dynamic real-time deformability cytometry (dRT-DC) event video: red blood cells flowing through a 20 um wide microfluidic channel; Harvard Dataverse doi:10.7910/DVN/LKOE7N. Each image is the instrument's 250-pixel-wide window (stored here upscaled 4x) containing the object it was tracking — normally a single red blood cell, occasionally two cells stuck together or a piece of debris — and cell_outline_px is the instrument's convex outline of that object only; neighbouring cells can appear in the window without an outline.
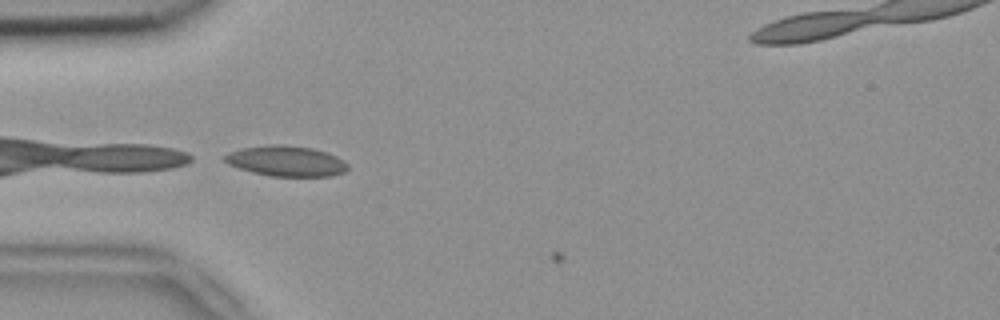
{"species": "common noctule bat (a hibernating species)", "species_latin": "Nyctalus noctula", "temperature_condition": "room temperature", "stored_images_in_passage": 2, "camera_frame_rate_fps": 3000, "um_per_image_px": 0.085, "animal": {"sex": "female", "body_mass_g": 18.4}, "frame": {"image": 1, "passage_image": 1, "time_ms": 0.0, "image_size_px": [1000, 320], "cell_outline_px": [[348, 168], [344, 172], [332, 176], [272, 176], [252, 172], [228, 164], [224, 160], [224, 156], [240, 148], [268, 144], [284, 144], [312, 148], [336, 156], [344, 160], [348, 164]], "centroid_in_image_um": [24.34, 13.68], "position_along_channel_um": 60.7, "area_um2": 21.79}}